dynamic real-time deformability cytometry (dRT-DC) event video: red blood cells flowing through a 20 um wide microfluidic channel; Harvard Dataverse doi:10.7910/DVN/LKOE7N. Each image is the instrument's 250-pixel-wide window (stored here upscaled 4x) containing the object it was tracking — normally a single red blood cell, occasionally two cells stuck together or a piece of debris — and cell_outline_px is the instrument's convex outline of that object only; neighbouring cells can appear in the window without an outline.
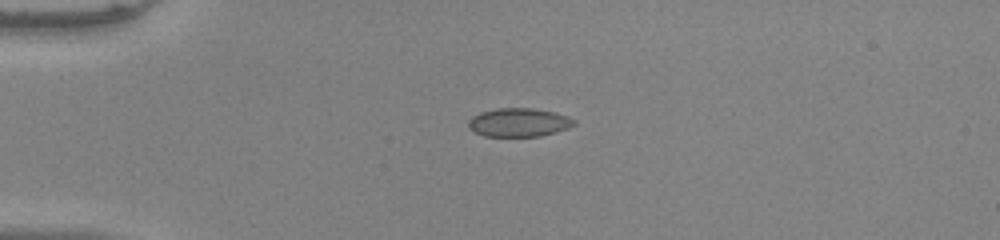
{"species": "common noctule bat (a hibernating species)", "species_latin": "Nyctalus noctula", "temperature_condition": "warm", "stored_images_in_passage": 40, "camera_frame_rate_fps": 3000, "um_per_image_px": 0.085, "animal": {"sex": "male", "body_mass_g": 20.0, "forearm_length_mm": 53.3}, "frame": {"image": 1, "passage_image": 1, "time_ms": 0.0, "image_size_px": [1000, 240], "cell_outline_px": [[576, 124], [568, 128], [556, 132], [540, 136], [484, 136], [468, 128], [468, 120], [472, 116], [480, 112], [496, 108], [532, 108], [556, 112], [568, 116], [576, 120]], "centroid_in_image_um": [44.11, 10.4], "position_along_channel_um": 40.9, "area_um2": 17.74}}
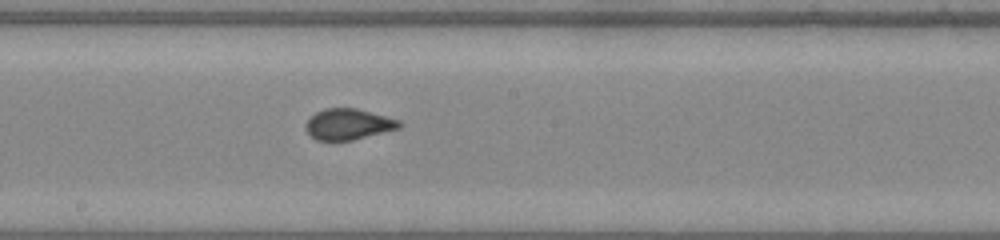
{"frame": {"image": 2, "passage_image": 17, "time_ms": 5.333, "image_size_px": [1000, 240], "cell_outline_px": [[404, 124], [400, 128], [352, 140], [316, 140], [304, 128], [304, 124], [316, 112], [324, 108], [356, 108], [400, 120]], "centroid_in_image_um": [29.62, 10.55], "position_along_channel_um": 218.6, "area_um2": 16.82}}
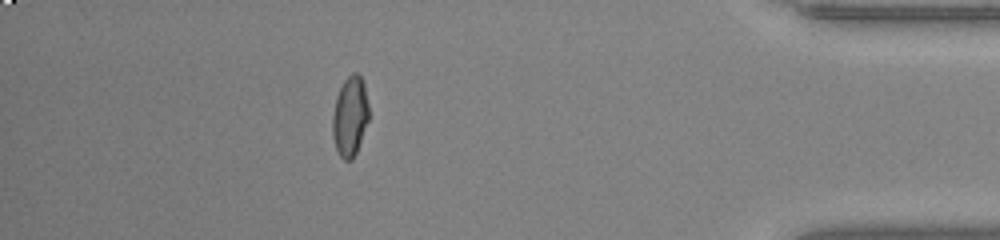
{"frame": {"image": 3, "passage_image": 34, "time_ms": 11.0, "image_size_px": [1000, 240], "cell_outline_px": [[368, 120], [356, 152], [352, 160], [344, 160], [340, 156], [336, 148], [332, 136], [332, 116], [336, 96], [344, 80], [352, 72], [356, 72], [360, 76], [364, 84], [368, 104]], "centroid_in_image_um": [29.73, 9.88], "position_along_channel_um": 405.5, "area_um2": 16.82}}